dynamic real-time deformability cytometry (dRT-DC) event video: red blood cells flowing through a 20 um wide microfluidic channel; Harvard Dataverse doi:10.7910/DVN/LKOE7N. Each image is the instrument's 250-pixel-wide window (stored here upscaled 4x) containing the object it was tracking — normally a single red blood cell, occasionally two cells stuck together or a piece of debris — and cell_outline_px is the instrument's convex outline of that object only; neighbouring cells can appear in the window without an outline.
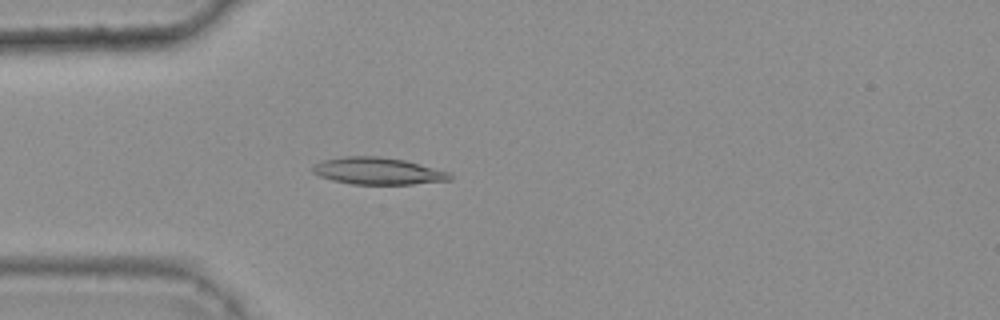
{"species": "common noctule bat (a hibernating species)", "species_latin": "Nyctalus noctula", "temperature_condition": "warm", "stored_images_in_passage": 41, "camera_frame_rate_fps": 3000, "um_per_image_px": 0.085, "animal": {"sex": "female", "body_mass_g": 25.1}, "frame": {"image": 1, "passage_image": 10, "time_ms": 3.0, "image_size_px": [1000, 320], "cell_outline_px": [[452, 180], [412, 184], [352, 184], [332, 180], [320, 176], [312, 172], [312, 168], [316, 164], [324, 160], [344, 156], [380, 156], [404, 160], [448, 172], [452, 176]], "centroid_in_image_um": [32.11, 14.54], "position_along_channel_um": 52.9, "area_um2": 21.39}}
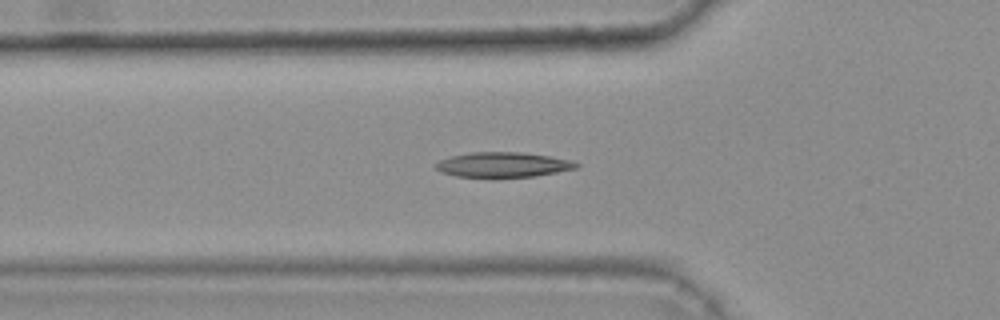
{"frame": {"image": 2, "passage_image": 13, "time_ms": 4.0, "image_size_px": [1000, 320], "cell_outline_px": [[580, 164], [576, 168], [536, 176], [456, 176], [440, 172], [436, 168], [436, 164], [440, 160], [452, 156], [472, 152], [520, 152], [548, 156], [572, 160]], "centroid_in_image_um": [42.77, 13.98], "position_along_channel_um": 83.0, "area_um2": 20.0}}
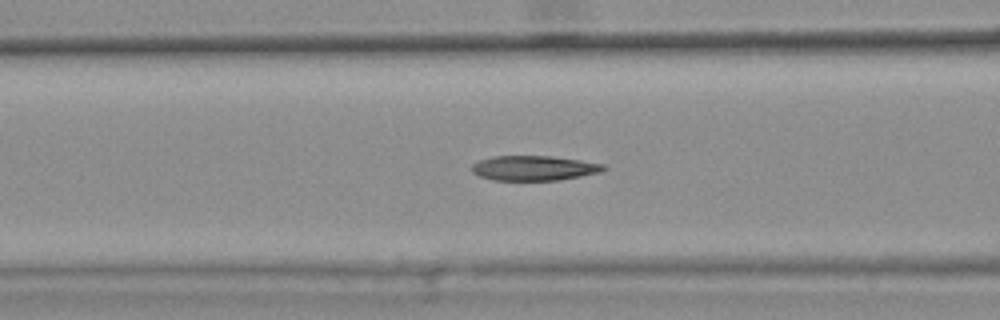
{"frame": {"image": 3, "passage_image": 16, "time_ms": 5.0, "image_size_px": [1000, 320], "cell_outline_px": [[608, 168], [600, 172], [560, 180], [492, 180], [480, 176], [472, 172], [472, 164], [480, 160], [492, 156], [552, 156], [580, 160], [604, 164]], "centroid_in_image_um": [45.39, 14.28], "position_along_channel_um": 121.2, "area_um2": 19.07}, "authors_computed_cell_mechanics": {"area_um2": 19.8254, "velocity_mm_per_s": 3.7701, "shape_relaxation_time_tau1_ms": 9.3904, "shape_relaxation_time_tau2_ms": 5.4532, "deformation_change_tau1": 0.2251, "deformation_change_tau2": 0.1317}}